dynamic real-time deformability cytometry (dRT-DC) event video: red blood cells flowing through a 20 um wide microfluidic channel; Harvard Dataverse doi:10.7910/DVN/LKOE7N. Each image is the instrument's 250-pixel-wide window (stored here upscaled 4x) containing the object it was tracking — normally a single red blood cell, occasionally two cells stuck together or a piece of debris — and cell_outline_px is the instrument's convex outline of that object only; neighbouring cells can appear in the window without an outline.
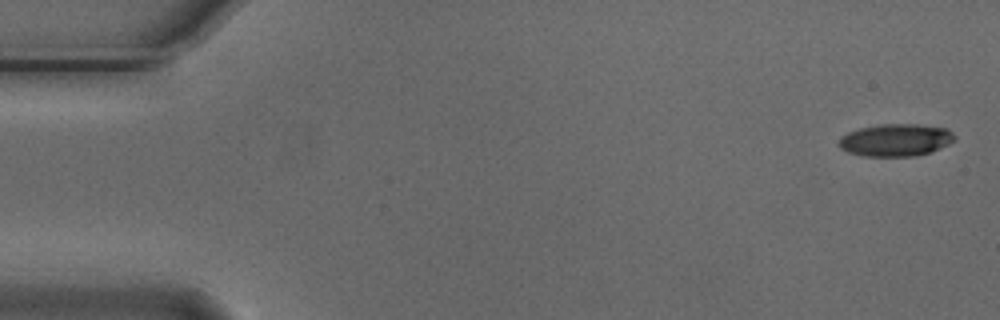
{"species": "Egyptian fruit bat (a non-hibernating species)", "species_latin": "Rousettus aegyptiacus", "temperature_condition": "cold", "stored_images_in_passage": 5, "camera_frame_rate_fps": 3000, "um_per_image_px": 0.085, "animal": {"sex": "male"}, "frame": {"image": 1, "passage_image": 1, "time_ms": 0.0, "image_size_px": [1000, 320], "cell_outline_px": [[956, 140], [948, 144], [928, 152], [916, 156], [864, 156], [848, 152], [840, 148], [840, 136], [848, 132], [860, 128], [880, 124], [916, 124], [948, 128], [956, 136]], "centroid_in_image_um": [76.15, 11.89], "position_along_channel_um": 8.9, "area_um2": 21.79}}
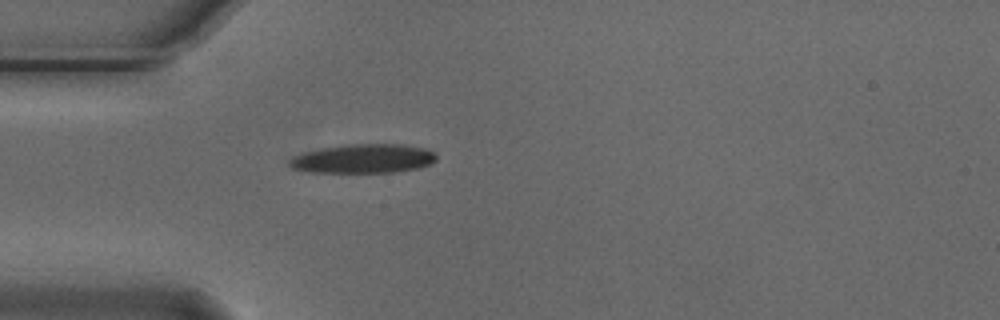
{"frame": {"image": 2, "passage_image": 5, "time_ms": 1.333, "image_size_px": [1000, 320], "cell_outline_px": [[436, 160], [432, 164], [420, 168], [392, 172], [312, 172], [292, 168], [288, 164], [288, 160], [300, 152], [344, 144], [404, 144], [424, 148], [432, 152], [436, 156]], "centroid_in_image_um": [30.87, 13.48], "position_along_channel_um": 54.1, "area_um2": 25.03}}